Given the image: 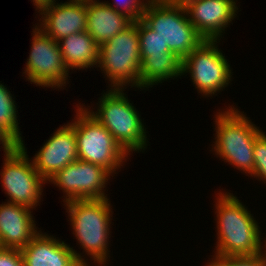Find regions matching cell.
Returning <instances> with one entry per match:
<instances>
[{"instance_id": "cell-1", "label": "cell", "mask_w": 266, "mask_h": 266, "mask_svg": "<svg viewBox=\"0 0 266 266\" xmlns=\"http://www.w3.org/2000/svg\"><path fill=\"white\" fill-rule=\"evenodd\" d=\"M215 197L214 220L217 241L213 250L214 255L210 256L251 255L264 252L266 238H262L260 223L248 207L228 191L220 190Z\"/></svg>"}, {"instance_id": "cell-2", "label": "cell", "mask_w": 266, "mask_h": 266, "mask_svg": "<svg viewBox=\"0 0 266 266\" xmlns=\"http://www.w3.org/2000/svg\"><path fill=\"white\" fill-rule=\"evenodd\" d=\"M63 205L66 207L64 209L73 230L72 234L77 240L76 244L83 249L81 264L83 266H90L89 263L94 266L108 265L109 247H111L109 239L112 233L111 223H113V205L110 199H79L65 202Z\"/></svg>"}, {"instance_id": "cell-3", "label": "cell", "mask_w": 266, "mask_h": 266, "mask_svg": "<svg viewBox=\"0 0 266 266\" xmlns=\"http://www.w3.org/2000/svg\"><path fill=\"white\" fill-rule=\"evenodd\" d=\"M235 107L231 105L215 112V141L210 151L224 163L250 177L254 168V142L262 128Z\"/></svg>"}, {"instance_id": "cell-4", "label": "cell", "mask_w": 266, "mask_h": 266, "mask_svg": "<svg viewBox=\"0 0 266 266\" xmlns=\"http://www.w3.org/2000/svg\"><path fill=\"white\" fill-rule=\"evenodd\" d=\"M101 93L97 109L81 104L87 112L101 123L129 154L144 152L148 146L147 128L139 111L136 110L131 100L128 99L125 89L109 88ZM90 107V108H89ZM132 153V154H131Z\"/></svg>"}, {"instance_id": "cell-5", "label": "cell", "mask_w": 266, "mask_h": 266, "mask_svg": "<svg viewBox=\"0 0 266 266\" xmlns=\"http://www.w3.org/2000/svg\"><path fill=\"white\" fill-rule=\"evenodd\" d=\"M75 107V117L68 123L75 131L78 159L99 165L113 176L117 175L118 170L126 166L130 155L81 103Z\"/></svg>"}, {"instance_id": "cell-6", "label": "cell", "mask_w": 266, "mask_h": 266, "mask_svg": "<svg viewBox=\"0 0 266 266\" xmlns=\"http://www.w3.org/2000/svg\"><path fill=\"white\" fill-rule=\"evenodd\" d=\"M141 55L137 20L99 46L97 68L104 73L109 88L140 89Z\"/></svg>"}, {"instance_id": "cell-7", "label": "cell", "mask_w": 266, "mask_h": 266, "mask_svg": "<svg viewBox=\"0 0 266 266\" xmlns=\"http://www.w3.org/2000/svg\"><path fill=\"white\" fill-rule=\"evenodd\" d=\"M141 20L181 60L205 40L188 20L181 3L147 2Z\"/></svg>"}, {"instance_id": "cell-8", "label": "cell", "mask_w": 266, "mask_h": 266, "mask_svg": "<svg viewBox=\"0 0 266 266\" xmlns=\"http://www.w3.org/2000/svg\"><path fill=\"white\" fill-rule=\"evenodd\" d=\"M24 143L3 152L0 184L9 198L8 203L36 210L42 202L43 187L47 181L35 169Z\"/></svg>"}, {"instance_id": "cell-9", "label": "cell", "mask_w": 266, "mask_h": 266, "mask_svg": "<svg viewBox=\"0 0 266 266\" xmlns=\"http://www.w3.org/2000/svg\"><path fill=\"white\" fill-rule=\"evenodd\" d=\"M218 44L220 40H204L182 60V75L188 73L197 93L205 98L217 96L233 81V70Z\"/></svg>"}, {"instance_id": "cell-10", "label": "cell", "mask_w": 266, "mask_h": 266, "mask_svg": "<svg viewBox=\"0 0 266 266\" xmlns=\"http://www.w3.org/2000/svg\"><path fill=\"white\" fill-rule=\"evenodd\" d=\"M34 26L29 57L23 68L25 79L42 88L64 89L69 84L70 72L63 61L59 42Z\"/></svg>"}, {"instance_id": "cell-11", "label": "cell", "mask_w": 266, "mask_h": 266, "mask_svg": "<svg viewBox=\"0 0 266 266\" xmlns=\"http://www.w3.org/2000/svg\"><path fill=\"white\" fill-rule=\"evenodd\" d=\"M114 177L107 169L77 159L47 181L62 190L63 203L79 199L108 198L106 188ZM105 188V189H104Z\"/></svg>"}, {"instance_id": "cell-12", "label": "cell", "mask_w": 266, "mask_h": 266, "mask_svg": "<svg viewBox=\"0 0 266 266\" xmlns=\"http://www.w3.org/2000/svg\"><path fill=\"white\" fill-rule=\"evenodd\" d=\"M237 0H185L188 20L205 40H221L239 12Z\"/></svg>"}, {"instance_id": "cell-13", "label": "cell", "mask_w": 266, "mask_h": 266, "mask_svg": "<svg viewBox=\"0 0 266 266\" xmlns=\"http://www.w3.org/2000/svg\"><path fill=\"white\" fill-rule=\"evenodd\" d=\"M52 134L32 157L35 169L46 181L78 159L75 131L68 122Z\"/></svg>"}, {"instance_id": "cell-14", "label": "cell", "mask_w": 266, "mask_h": 266, "mask_svg": "<svg viewBox=\"0 0 266 266\" xmlns=\"http://www.w3.org/2000/svg\"><path fill=\"white\" fill-rule=\"evenodd\" d=\"M39 18L35 25L56 41L70 34L84 32L87 26L86 0L55 2L52 7L41 12Z\"/></svg>"}, {"instance_id": "cell-15", "label": "cell", "mask_w": 266, "mask_h": 266, "mask_svg": "<svg viewBox=\"0 0 266 266\" xmlns=\"http://www.w3.org/2000/svg\"><path fill=\"white\" fill-rule=\"evenodd\" d=\"M21 253L23 266H83L81 252L42 231L21 249Z\"/></svg>"}, {"instance_id": "cell-16", "label": "cell", "mask_w": 266, "mask_h": 266, "mask_svg": "<svg viewBox=\"0 0 266 266\" xmlns=\"http://www.w3.org/2000/svg\"><path fill=\"white\" fill-rule=\"evenodd\" d=\"M31 210L14 203L0 204V248L21 250L42 230Z\"/></svg>"}, {"instance_id": "cell-17", "label": "cell", "mask_w": 266, "mask_h": 266, "mask_svg": "<svg viewBox=\"0 0 266 266\" xmlns=\"http://www.w3.org/2000/svg\"><path fill=\"white\" fill-rule=\"evenodd\" d=\"M86 31L100 46L125 30L134 21L99 0H86Z\"/></svg>"}, {"instance_id": "cell-18", "label": "cell", "mask_w": 266, "mask_h": 266, "mask_svg": "<svg viewBox=\"0 0 266 266\" xmlns=\"http://www.w3.org/2000/svg\"><path fill=\"white\" fill-rule=\"evenodd\" d=\"M59 42L63 61L68 71L97 68L99 45L87 31L77 32L62 38Z\"/></svg>"}, {"instance_id": "cell-19", "label": "cell", "mask_w": 266, "mask_h": 266, "mask_svg": "<svg viewBox=\"0 0 266 266\" xmlns=\"http://www.w3.org/2000/svg\"><path fill=\"white\" fill-rule=\"evenodd\" d=\"M182 75V60L173 52L164 55H149L140 67V91L148 90L164 81L174 80Z\"/></svg>"}, {"instance_id": "cell-20", "label": "cell", "mask_w": 266, "mask_h": 266, "mask_svg": "<svg viewBox=\"0 0 266 266\" xmlns=\"http://www.w3.org/2000/svg\"><path fill=\"white\" fill-rule=\"evenodd\" d=\"M15 98L0 81V128L16 144L24 142L18 122Z\"/></svg>"}, {"instance_id": "cell-21", "label": "cell", "mask_w": 266, "mask_h": 266, "mask_svg": "<svg viewBox=\"0 0 266 266\" xmlns=\"http://www.w3.org/2000/svg\"><path fill=\"white\" fill-rule=\"evenodd\" d=\"M137 30L141 61L149 55H164L166 52H172L157 33L150 29L141 19L137 20Z\"/></svg>"}, {"instance_id": "cell-22", "label": "cell", "mask_w": 266, "mask_h": 266, "mask_svg": "<svg viewBox=\"0 0 266 266\" xmlns=\"http://www.w3.org/2000/svg\"><path fill=\"white\" fill-rule=\"evenodd\" d=\"M204 266H262V253L235 256H213Z\"/></svg>"}, {"instance_id": "cell-23", "label": "cell", "mask_w": 266, "mask_h": 266, "mask_svg": "<svg viewBox=\"0 0 266 266\" xmlns=\"http://www.w3.org/2000/svg\"><path fill=\"white\" fill-rule=\"evenodd\" d=\"M250 177L266 183V132L263 130L256 136L254 142V168Z\"/></svg>"}, {"instance_id": "cell-24", "label": "cell", "mask_w": 266, "mask_h": 266, "mask_svg": "<svg viewBox=\"0 0 266 266\" xmlns=\"http://www.w3.org/2000/svg\"><path fill=\"white\" fill-rule=\"evenodd\" d=\"M113 7L116 11L129 16L133 21L141 19V14L146 6L147 0H115L113 3L103 1Z\"/></svg>"}, {"instance_id": "cell-25", "label": "cell", "mask_w": 266, "mask_h": 266, "mask_svg": "<svg viewBox=\"0 0 266 266\" xmlns=\"http://www.w3.org/2000/svg\"><path fill=\"white\" fill-rule=\"evenodd\" d=\"M0 266H23L21 250L0 248Z\"/></svg>"}, {"instance_id": "cell-26", "label": "cell", "mask_w": 266, "mask_h": 266, "mask_svg": "<svg viewBox=\"0 0 266 266\" xmlns=\"http://www.w3.org/2000/svg\"><path fill=\"white\" fill-rule=\"evenodd\" d=\"M0 145L2 146L0 149H3L2 151L4 152L10 151L16 146V144L1 130V128H0Z\"/></svg>"}, {"instance_id": "cell-27", "label": "cell", "mask_w": 266, "mask_h": 266, "mask_svg": "<svg viewBox=\"0 0 266 266\" xmlns=\"http://www.w3.org/2000/svg\"><path fill=\"white\" fill-rule=\"evenodd\" d=\"M33 5L36 7L35 11L37 14L43 12L44 10L52 7L57 0H32Z\"/></svg>"}, {"instance_id": "cell-28", "label": "cell", "mask_w": 266, "mask_h": 266, "mask_svg": "<svg viewBox=\"0 0 266 266\" xmlns=\"http://www.w3.org/2000/svg\"><path fill=\"white\" fill-rule=\"evenodd\" d=\"M185 0H147L151 3H182Z\"/></svg>"}, {"instance_id": "cell-29", "label": "cell", "mask_w": 266, "mask_h": 266, "mask_svg": "<svg viewBox=\"0 0 266 266\" xmlns=\"http://www.w3.org/2000/svg\"><path fill=\"white\" fill-rule=\"evenodd\" d=\"M262 266H266V250L262 252Z\"/></svg>"}]
</instances>
